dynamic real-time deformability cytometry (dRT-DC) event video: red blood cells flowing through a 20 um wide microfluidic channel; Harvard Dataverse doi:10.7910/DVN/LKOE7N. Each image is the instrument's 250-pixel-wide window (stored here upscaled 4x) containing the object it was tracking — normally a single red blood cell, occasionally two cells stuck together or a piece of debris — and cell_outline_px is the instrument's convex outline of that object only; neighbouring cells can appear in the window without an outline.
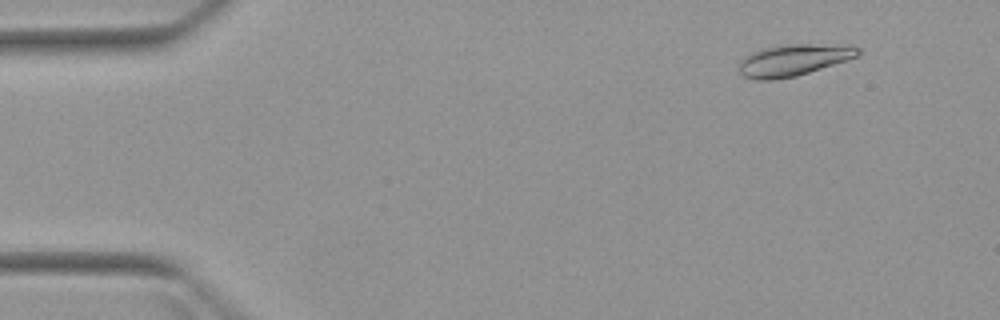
{"species": "Egyptian fruit bat (a non-hibernating species)", "species_latin": "Rousettus aegyptiacus", "temperature_condition": "warm", "stored_images_in_passage": 4, "camera_frame_rate_fps": 3000, "um_per_image_px": 0.085, "animal": {"sex": "female"}, "frame": {"image": 1, "passage_image": 2, "time_ms": 1.333, "image_size_px": [1000, 320], "cell_outline_px": [[860, 52], [856, 56], [796, 76], [776, 80], [756, 80], [744, 76], [740, 72], [740, 60], [744, 56], [752, 52], [764, 48], [788, 44], [812, 44], [860, 48]], "centroid_in_image_um": [67.33, 5.12], "position_along_channel_um": 17.7, "area_um2": 21.21}}
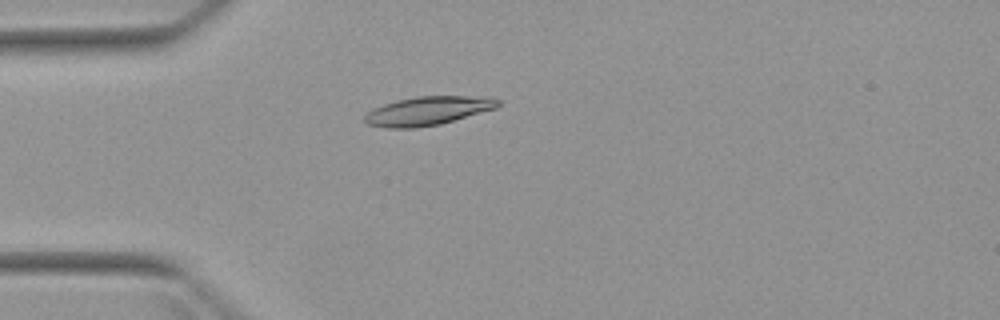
{"frame": {"image": 2, "passage_image": 4, "time_ms": 4.333, "image_size_px": [1000, 320], "cell_outline_px": [[500, 104], [496, 108], [440, 124], [416, 128], [388, 128], [368, 124], [364, 120], [364, 116], [372, 108], [396, 100], [416, 96], [492, 96], [500, 100]], "centroid_in_image_um": [36.38, 9.41], "position_along_channel_um": 48.6, "area_um2": 22.43}}